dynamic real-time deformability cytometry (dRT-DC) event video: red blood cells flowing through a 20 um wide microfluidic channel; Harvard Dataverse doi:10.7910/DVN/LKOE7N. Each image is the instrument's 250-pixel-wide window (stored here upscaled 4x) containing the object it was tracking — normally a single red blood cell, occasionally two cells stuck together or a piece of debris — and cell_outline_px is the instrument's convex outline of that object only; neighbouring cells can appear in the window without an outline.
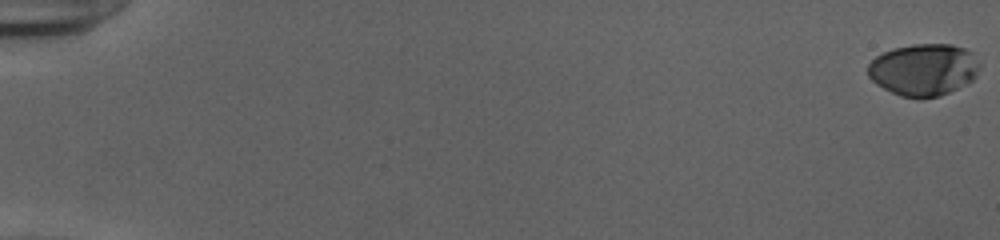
{"species": "human", "species_latin": "Homo sapiens", "temperature_condition": "cold", "stored_images_in_passage": 55, "camera_frame_rate_fps": 3000, "um_per_image_px": 0.085, "donor": {"sex": "female"}, "frame": {"image": 1, "passage_image": 1, "time_ms": 0.0, "image_size_px": [1000, 240], "cell_outline_px": [[980, 68], [976, 76], [968, 84], [940, 96], [900, 96], [876, 84], [868, 76], [868, 64], [876, 56], [892, 48], [912, 44], [952, 44], [964, 48], [972, 52], [980, 64]], "centroid_in_image_um": [78.53, 5.9], "position_along_channel_um": 6.5, "area_um2": 33.81}}
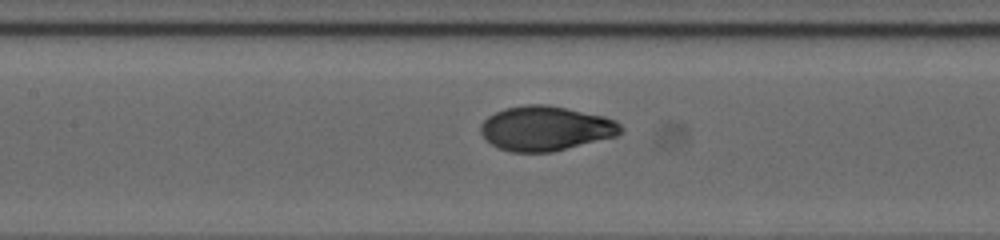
{"frame": {"image": 2, "passage_image": 28, "time_ms": 9.0, "image_size_px": [1000, 240], "cell_outline_px": [[624, 132], [616, 136], [552, 152], [512, 152], [500, 148], [492, 144], [480, 132], [480, 124], [488, 116], [504, 108], [524, 104], [544, 104], [604, 116], [616, 120], [624, 128]], "centroid_in_image_um": [46.4, 10.91], "position_along_channel_um": 161.0, "area_um2": 36.36}}
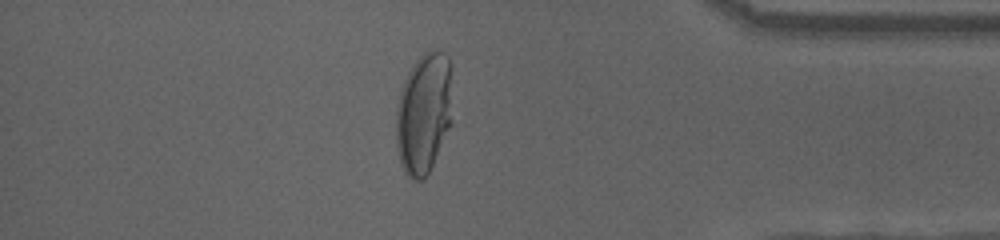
{"frame": {"image": 3, "passage_image": 48, "time_ms": 15.667, "image_size_px": [1000, 240], "cell_outline_px": [[452, 124], [424, 180], [412, 180], [404, 172], [400, 164], [396, 144], [396, 108], [400, 92], [404, 80], [412, 64], [424, 52], [444, 52], [448, 56], [452, 68]], "centroid_in_image_um": [36.04, 9.62], "position_along_channel_um": 399.2, "area_um2": 40.4}, "authors_computed_cell_mechanics": {"area_um2": 35.6048, "velocity_mm_per_s": 3.9281, "shape_relaxation_time_tau1_ms": 6.7549, "shape_relaxation_time_tau2_ms": null, "deformation_change_tau1": 0.3063, "deformation_change_tau2": null}}